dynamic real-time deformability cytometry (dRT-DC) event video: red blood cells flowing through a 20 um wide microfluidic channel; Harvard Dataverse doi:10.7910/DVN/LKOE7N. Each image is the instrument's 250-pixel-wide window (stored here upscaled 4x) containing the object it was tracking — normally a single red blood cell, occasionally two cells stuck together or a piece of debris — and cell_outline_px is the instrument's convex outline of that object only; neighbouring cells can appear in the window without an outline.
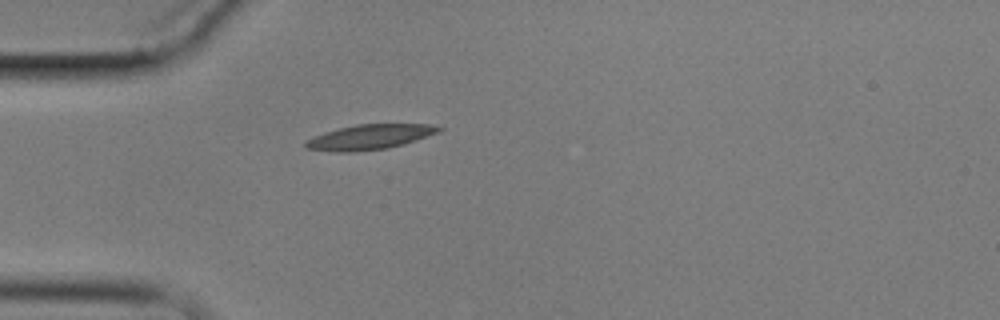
{"species": "common noctule bat (a hibernating species)", "species_latin": "Nyctalus noctula", "temperature_condition": "cold", "stored_images_in_passage": 2, "camera_frame_rate_fps": 3000, "um_per_image_px": 0.085, "animal": {"sex": "male", "body_mass_g": 17.9}, "frame": {"image": 1, "passage_image": 1, "time_ms": 0.0, "image_size_px": [1000, 320], "cell_outline_px": [[444, 128], [440, 132], [404, 144], [388, 148], [356, 152], [332, 152], [304, 148], [304, 140], [324, 132], [356, 124], [428, 124]], "centroid_in_image_um": [31.39, 11.65], "position_along_channel_um": 53.6, "area_um2": 19.59}}